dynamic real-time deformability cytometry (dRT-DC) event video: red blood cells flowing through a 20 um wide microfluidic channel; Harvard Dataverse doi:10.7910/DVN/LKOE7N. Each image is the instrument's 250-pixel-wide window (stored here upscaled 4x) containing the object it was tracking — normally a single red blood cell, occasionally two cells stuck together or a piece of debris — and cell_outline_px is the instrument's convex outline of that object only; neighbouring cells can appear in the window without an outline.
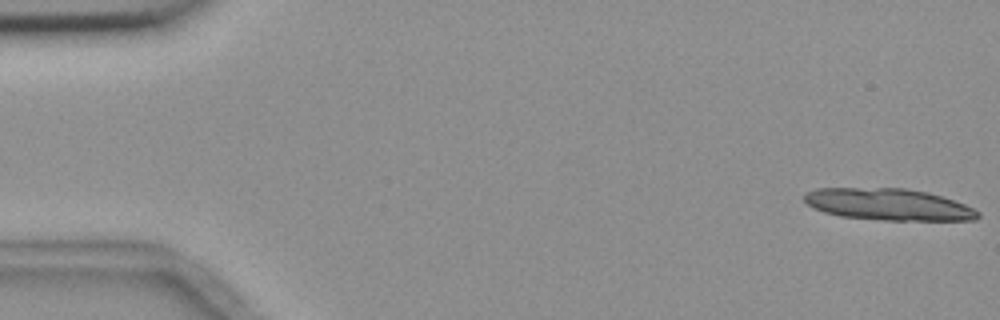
{"species": "common noctule bat (a hibernating species)", "species_latin": "Nyctalus noctula", "temperature_condition": "room temperature", "stored_images_in_passage": 13, "camera_frame_rate_fps": 3000, "um_per_image_px": 0.085, "animal": {"sex": "female", "body_mass_g": 18.4}, "frame": {"image": 1, "passage_image": 1, "time_ms": 0.0, "image_size_px": [1000, 320], "cell_outline_px": [[980, 216], [976, 220], [884, 220], [840, 216], [824, 212], [808, 204], [804, 200], [804, 192], [816, 188], [904, 188], [928, 192], [964, 204], [980, 212]], "centroid_in_image_um": [75.5, 17.37], "position_along_channel_um": 9.5, "area_um2": 31.96}}
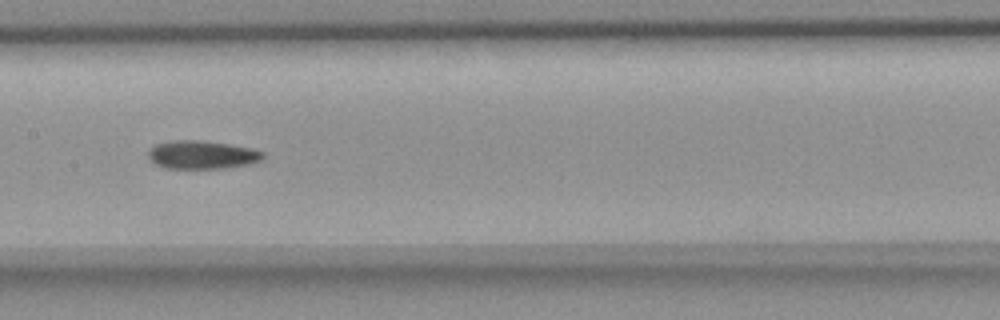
{"frame": {"image": 2, "passage_image": 8, "time_ms": 9.0, "image_size_px": [1000, 320], "cell_outline_px": [[264, 156], [260, 160], [248, 164], [224, 168], [164, 168], [156, 164], [148, 156], [148, 152], [156, 144], [172, 140], [196, 140], [228, 144], [252, 148], [264, 152]], "centroid_in_image_um": [17.17, 13.15], "position_along_channel_um": 190.2, "area_um2": 18.67}}
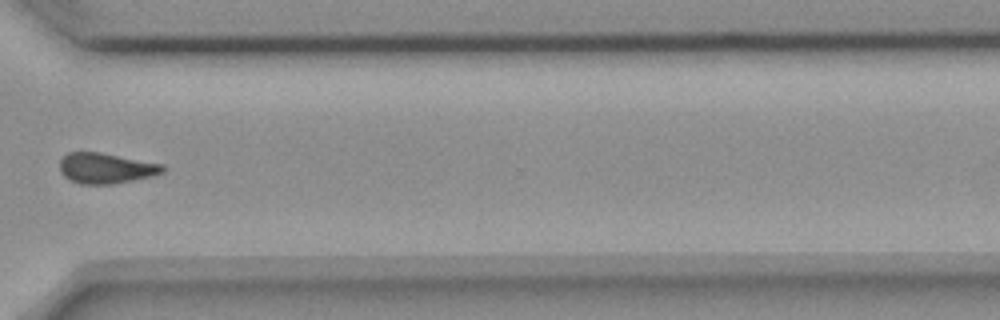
{"frame": {"image": 3, "passage_image": 12, "time_ms": 13.667, "image_size_px": [1000, 320], "cell_outline_px": [[164, 172], [156, 176], [112, 184], [80, 184], [68, 180], [60, 172], [60, 160], [68, 152], [100, 152], [164, 164]], "centroid_in_image_um": [9.02, 14.3], "position_along_channel_um": 361.6, "area_um2": 18.55}, "authors_computed_cell_mechanics": {"area_um2": 18.9584, "velocity_mm_per_s": 3.6595, "shape_relaxation_time_tau1_ms": null, "shape_relaxation_time_tau2_ms": 5.5723, "deformation_change_tau1": null, "deformation_change_tau2": 0.1157}}